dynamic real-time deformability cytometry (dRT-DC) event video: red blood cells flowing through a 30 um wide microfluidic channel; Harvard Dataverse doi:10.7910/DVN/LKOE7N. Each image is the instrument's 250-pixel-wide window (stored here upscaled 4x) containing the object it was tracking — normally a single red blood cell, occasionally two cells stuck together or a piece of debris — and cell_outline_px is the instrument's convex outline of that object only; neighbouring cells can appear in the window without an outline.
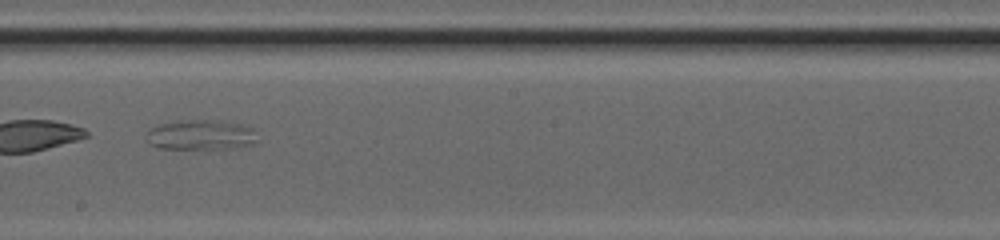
{"species": "common noctule bat (a hibernating species)", "species_latin": "Nyctalus noctula", "temperature_condition": "cold", "stored_images_in_passage": 42, "camera_frame_rate_fps": 3000, "um_per_image_px": 0.085, "animal": {"sex": "female", "body_mass_g": 20.0, "forearm_length_mm": 54.0}, "frame": {"image": 1, "passage_image": 33, "time_ms": 10.667, "image_size_px": [1000, 240], "cell_outline_px": [[256, 144], [240, 148], [160, 148], [148, 144], [148, 132], [156, 124], [188, 120], [224, 120], [244, 124], [252, 128], [256, 140]], "centroid_in_image_um": [17.13, 11.46], "position_along_channel_um": 231.1, "area_um2": 19.48}}